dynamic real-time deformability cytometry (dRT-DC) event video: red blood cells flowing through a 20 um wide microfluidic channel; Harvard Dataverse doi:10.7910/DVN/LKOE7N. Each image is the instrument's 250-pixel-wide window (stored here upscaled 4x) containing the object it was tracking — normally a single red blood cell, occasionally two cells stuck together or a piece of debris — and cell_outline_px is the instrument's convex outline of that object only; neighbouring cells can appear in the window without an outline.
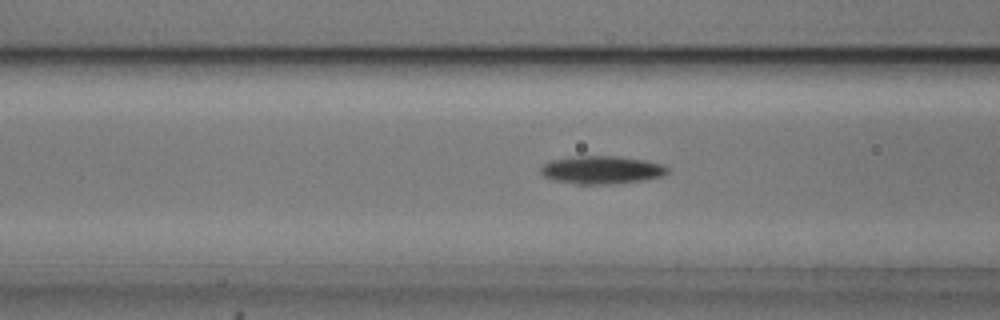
{"species": "common noctule bat (a hibernating species)", "species_latin": "Nyctalus noctula", "temperature_condition": "cold", "stored_images_in_passage": 33, "camera_frame_rate_fps": 3000, "um_per_image_px": 0.085, "animal": {"sex": "male", "body_mass_g": 20.5, "forearm_length_mm": 52.5}, "frame": {"image": 1, "passage_image": 10, "time_ms": 3.0, "image_size_px": [1000, 320], "cell_outline_px": [[668, 172], [664, 176], [640, 180], [608, 184], [576, 184], [552, 180], [544, 176], [540, 172], [540, 168], [544, 164], [552, 160], [568, 156], [620, 156], [644, 160], [664, 164], [668, 168]], "centroid_in_image_um": [51.12, 14.43], "position_along_channel_um": 115.5, "area_um2": 20.75}}
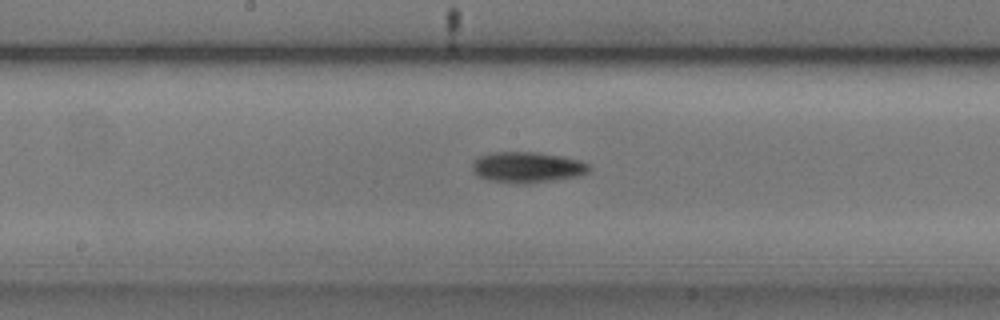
{"frame": {"image": 2, "passage_image": 17, "time_ms": 5.333, "image_size_px": [1000, 320], "cell_outline_px": [[592, 172], [576, 176], [524, 184], [492, 180], [480, 176], [472, 168], [472, 164], [480, 156], [488, 152], [540, 152], [564, 156], [580, 160], [588, 164], [592, 168]], "centroid_in_image_um": [44.88, 14.19], "position_along_channel_um": 203.3, "area_um2": 20.81}}
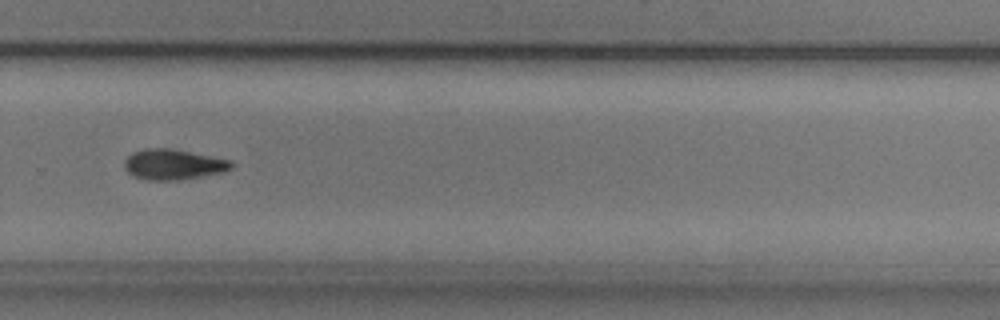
{"frame": {"image": 3, "passage_image": 26, "time_ms": 8.333, "image_size_px": [1000, 320], "cell_outline_px": [[236, 164], [228, 172], [176, 180], [144, 180], [132, 176], [124, 168], [124, 160], [132, 152], [144, 148], [168, 148], [232, 160]], "centroid_in_image_um": [14.75, 13.98], "position_along_channel_um": 315.1, "area_um2": 19.25}, "authors_computed_cell_mechanics": {"area_um2": 19.8832, "velocity_mm_per_s": 3.7521, "shape_relaxation_time_tau1_ms": 3.4861, "shape_relaxation_time_tau2_ms": null, "deformation_change_tau1": 0.139, "deformation_change_tau2": null}}